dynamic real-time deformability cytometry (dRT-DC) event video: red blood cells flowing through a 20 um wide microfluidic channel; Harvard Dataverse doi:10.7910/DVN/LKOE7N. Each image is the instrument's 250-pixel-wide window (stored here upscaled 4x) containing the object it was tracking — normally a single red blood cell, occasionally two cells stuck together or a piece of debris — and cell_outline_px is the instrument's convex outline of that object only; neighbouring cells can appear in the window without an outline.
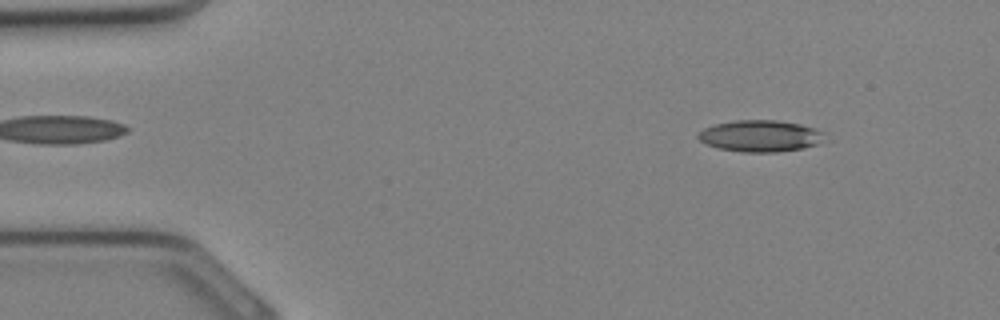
{"species": "Egyptian fruit bat (a non-hibernating species)", "species_latin": "Rousettus aegyptiacus", "temperature_condition": "cold", "stored_images_in_passage": 11, "camera_frame_rate_fps": 3000, "um_per_image_px": 0.085, "animal": {"sex": "female"}, "frame": {"image": 1, "passage_image": 3, "time_ms": 0.667, "image_size_px": [1000, 320], "cell_outline_px": [[828, 140], [804, 148], [776, 152], [744, 152], [720, 148], [708, 144], [700, 140], [696, 136], [704, 128], [716, 124], [736, 120], [776, 120], [800, 124], [816, 128], [828, 132]], "centroid_in_image_um": [64.74, 11.55], "position_along_channel_um": 20.3, "area_um2": 23.47}}
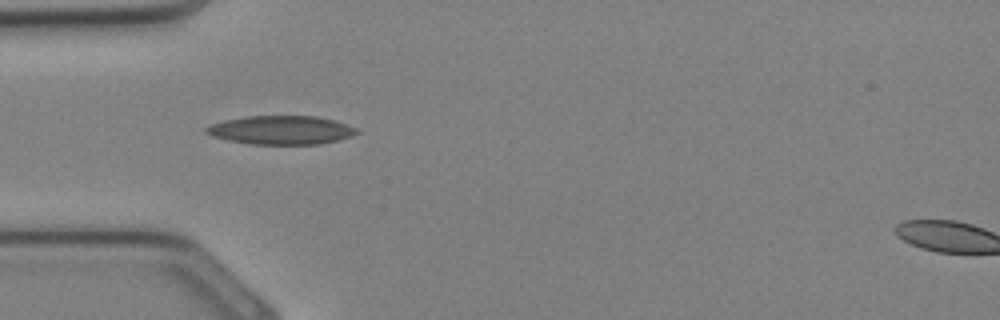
{"frame": {"image": 2, "passage_image": 9, "time_ms": 2.667, "image_size_px": [1000, 320], "cell_outline_px": [[360, 132], [336, 140], [320, 144], [252, 144], [212, 136], [204, 132], [204, 128], [212, 124], [224, 120], [248, 116], [316, 116], [336, 120], [356, 128]], "centroid_in_image_um": [23.89, 11.04], "position_along_channel_um": 61.1, "area_um2": 24.91}}
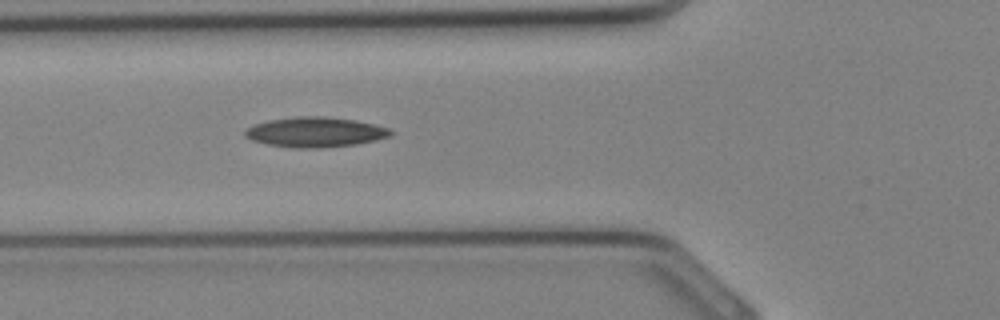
{"frame": {"image": 3, "passage_image": 11, "time_ms": 3.333, "image_size_px": [1000, 320], "cell_outline_px": [[392, 136], [356, 144], [316, 148], [292, 148], [268, 144], [252, 140], [244, 136], [244, 132], [248, 128], [256, 124], [268, 120], [296, 116], [324, 116], [356, 120], [388, 128], [392, 132]], "centroid_in_image_um": [26.78, 11.22], "position_along_channel_um": 99.0, "area_um2": 25.32}}